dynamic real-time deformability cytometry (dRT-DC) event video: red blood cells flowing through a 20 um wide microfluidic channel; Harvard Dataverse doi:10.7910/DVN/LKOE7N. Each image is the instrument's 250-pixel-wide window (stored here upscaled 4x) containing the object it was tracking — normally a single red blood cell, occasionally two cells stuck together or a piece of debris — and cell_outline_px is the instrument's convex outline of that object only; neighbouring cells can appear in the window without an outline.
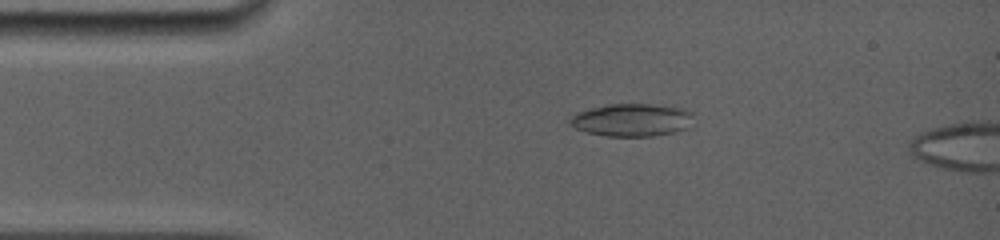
{"species": "common noctule bat (a hibernating species)", "species_latin": "Nyctalus noctula", "temperature_condition": "room temperature", "stored_images_in_passage": 9, "camera_frame_rate_fps": 5000, "um_per_image_px": 0.085, "animal": {"sex": "female", "body_mass_g": 19.0, "forearm_length_mm": 56.7}, "frame": {"image": 1, "passage_image": 7, "time_ms": 2.8, "image_size_px": [1000, 240], "cell_outline_px": [[692, 128], [676, 132], [652, 136], [608, 136], [588, 132], [576, 128], [568, 124], [568, 120], [576, 112], [608, 104], [652, 104], [688, 108], [692, 112]], "centroid_in_image_um": [53.78, 10.19], "position_along_channel_um": 31.2, "area_um2": 23.93}}